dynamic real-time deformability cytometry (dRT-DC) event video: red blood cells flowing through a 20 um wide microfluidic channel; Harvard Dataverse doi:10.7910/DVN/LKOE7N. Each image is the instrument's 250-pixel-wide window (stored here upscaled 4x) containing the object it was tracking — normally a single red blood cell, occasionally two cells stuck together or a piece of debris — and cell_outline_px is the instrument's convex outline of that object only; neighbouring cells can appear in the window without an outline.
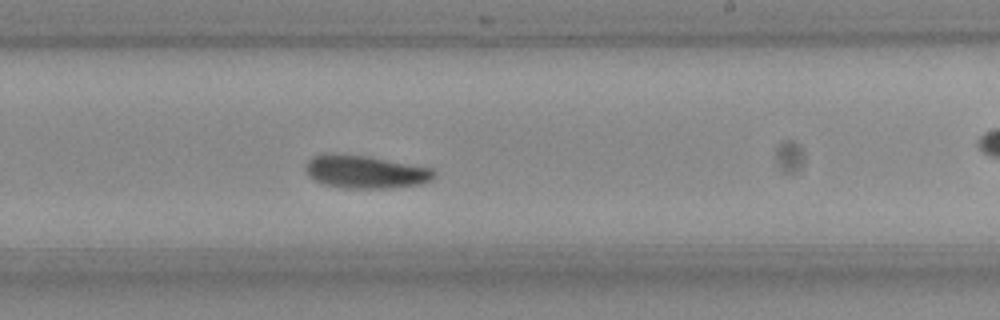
{"species": "Egyptian fruit bat (a non-hibernating species)", "species_latin": "Rousettus aegyptiacus", "temperature_condition": "room temperature", "stored_images_in_passage": 54, "camera_frame_rate_fps": 3000, "um_per_image_px": 0.085, "frame": {"image": 1, "passage_image": 31, "time_ms": 10.0, "image_size_px": [1000, 320], "cell_outline_px": [[436, 176], [432, 180], [420, 184], [392, 188], [344, 188], [324, 184], [308, 176], [304, 168], [304, 164], [312, 156], [324, 152], [328, 152], [368, 156], [432, 168], [436, 172]], "centroid_in_image_um": [31.02, 14.59], "position_along_channel_um": 258.0, "area_um2": 25.09}}
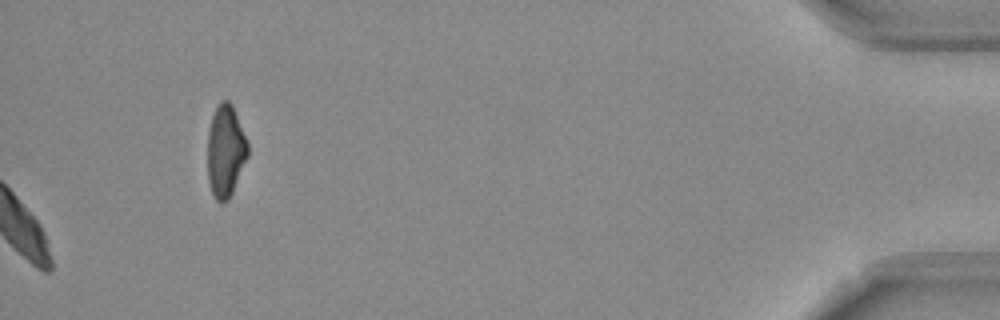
{"frame": {"image": 2, "passage_image": 54, "time_ms": 17.667, "image_size_px": [1000, 320], "cell_outline_px": [[248, 156], [232, 192], [228, 200], [220, 204], [216, 200], [212, 192], [208, 180], [208, 132], [212, 116], [220, 100], [228, 100], [232, 104], [248, 144]], "centroid_in_image_um": [19.16, 12.84], "position_along_channel_um": 416.0, "area_um2": 21.44}, "authors_computed_cell_mechanics": {"area_um2": 23.9003, "velocity_mm_per_s": 3.7145, "shape_relaxation_time_tau1_ms": 3.5338, "shape_relaxation_time_tau2_ms": 8.5627, "deformation_change_tau1": 0.1135, "deformation_change_tau2": 0.1244}}